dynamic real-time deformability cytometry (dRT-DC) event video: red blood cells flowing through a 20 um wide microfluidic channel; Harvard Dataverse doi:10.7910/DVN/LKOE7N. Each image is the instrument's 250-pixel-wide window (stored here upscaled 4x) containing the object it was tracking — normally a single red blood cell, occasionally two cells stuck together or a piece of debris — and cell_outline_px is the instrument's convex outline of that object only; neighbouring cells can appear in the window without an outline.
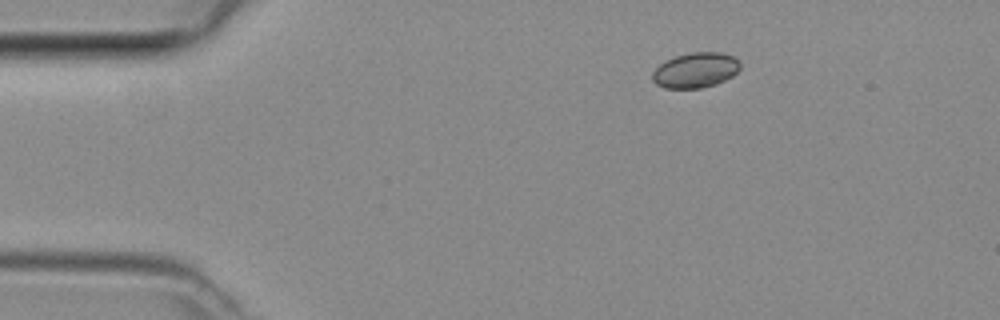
{"species": "common noctule bat (a hibernating species)", "species_latin": "Nyctalus noctula", "temperature_condition": "room temperature", "stored_images_in_passage": 5, "camera_frame_rate_fps": 3000, "um_per_image_px": 0.085, "animal": {"sex": "female", "body_mass_g": 29.2, "forearm_length_mm": 56.3}, "frame": {"image": 1, "passage_image": 2, "time_ms": 0.333, "image_size_px": [1000, 320], "cell_outline_px": [[740, 68], [732, 76], [716, 84], [700, 88], [664, 88], [656, 84], [652, 80], [652, 72], [664, 60], [676, 56], [692, 52], [720, 52], [732, 56], [740, 60]], "centroid_in_image_um": [59.11, 5.96], "position_along_channel_um": 25.9, "area_um2": 18.03}}